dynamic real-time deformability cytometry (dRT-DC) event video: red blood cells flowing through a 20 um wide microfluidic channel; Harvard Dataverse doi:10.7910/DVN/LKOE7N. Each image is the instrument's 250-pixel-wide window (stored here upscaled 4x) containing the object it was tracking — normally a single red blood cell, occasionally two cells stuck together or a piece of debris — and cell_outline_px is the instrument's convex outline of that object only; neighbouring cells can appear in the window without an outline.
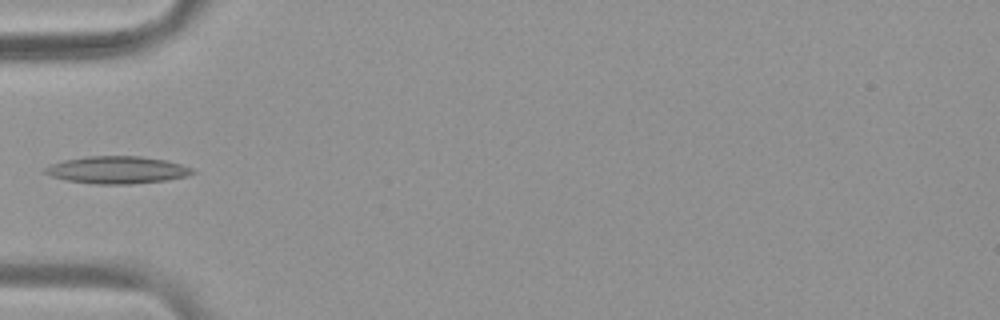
{"species": "common noctule bat (a hibernating species)", "species_latin": "Nyctalus noctula", "temperature_condition": "warm", "stored_images_in_passage": 6, "camera_frame_rate_fps": 3000, "um_per_image_px": 0.085, "animal": {"sex": "female", "body_mass_g": 19.9}, "frame": {"image": 1, "passage_image": 5, "time_ms": 1.333, "image_size_px": [1000, 320], "cell_outline_px": [[196, 172], [188, 176], [168, 180], [132, 184], [92, 184], [64, 180], [52, 176], [44, 172], [44, 168], [52, 164], [64, 160], [88, 156], [140, 156], [168, 160], [192, 168]], "centroid_in_image_um": [9.99, 14.45], "position_along_channel_um": 75.0, "area_um2": 23.64}}
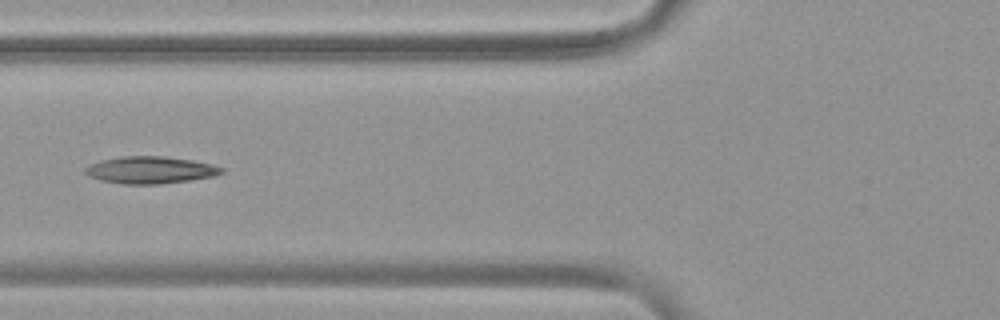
{"frame": {"image": 2, "passage_image": 6, "time_ms": 1.667, "image_size_px": [1000, 320], "cell_outline_px": [[224, 172], [212, 176], [188, 180], [160, 184], [124, 184], [100, 180], [88, 176], [84, 172], [84, 168], [88, 164], [100, 160], [120, 156], [164, 156], [192, 160], [212, 164], [224, 168]], "centroid_in_image_um": [12.72, 14.44], "position_along_channel_um": 113.1, "area_um2": 21.62}}